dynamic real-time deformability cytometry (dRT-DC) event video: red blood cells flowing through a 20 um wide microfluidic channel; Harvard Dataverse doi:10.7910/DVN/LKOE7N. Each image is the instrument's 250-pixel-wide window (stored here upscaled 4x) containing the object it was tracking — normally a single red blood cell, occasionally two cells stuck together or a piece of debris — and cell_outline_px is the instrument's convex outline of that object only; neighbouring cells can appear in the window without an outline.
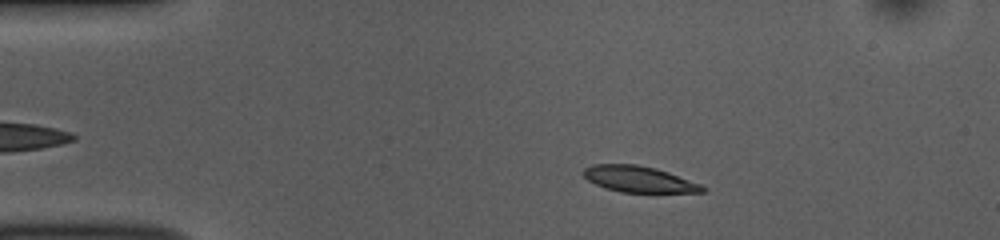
{"species": "common noctule bat (a hibernating species)", "species_latin": "Nyctalus noctula", "temperature_condition": "room temperature", "stored_images_in_passage": 43, "camera_frame_rate_fps": 3000, "um_per_image_px": 0.085, "animal": {"sex": "female", "body_mass_g": 10.0, "forearm_length_mm": 53.1}, "frame": {"image": 1, "passage_image": 7, "time_ms": 2.0, "image_size_px": [1000, 240], "cell_outline_px": [[708, 188], [704, 192], [620, 192], [604, 188], [588, 180], [584, 176], [584, 168], [592, 164], [636, 164], [656, 168], [668, 172], [700, 184]], "centroid_in_image_um": [54.3, 15.23], "position_along_channel_um": 30.7, "area_um2": 18.03}}
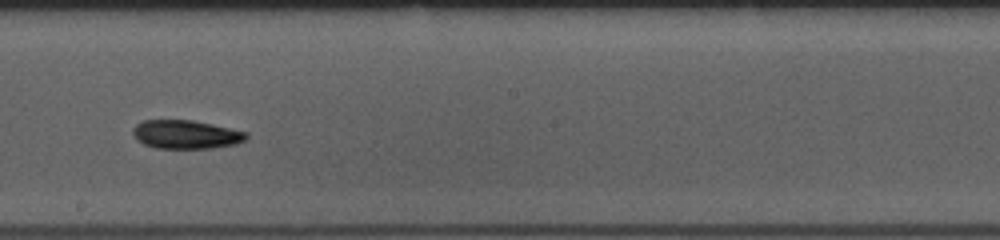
{"frame": {"image": 2, "passage_image": 27, "time_ms": 8.667, "image_size_px": [1000, 240], "cell_outline_px": [[248, 136], [244, 140], [236, 144], [212, 148], [156, 148], [144, 144], [136, 140], [132, 132], [132, 128], [136, 124], [144, 120], [192, 120], [212, 124], [248, 132]], "centroid_in_image_um": [15.79, 11.42], "position_along_channel_um": 232.4, "area_um2": 18.96}}
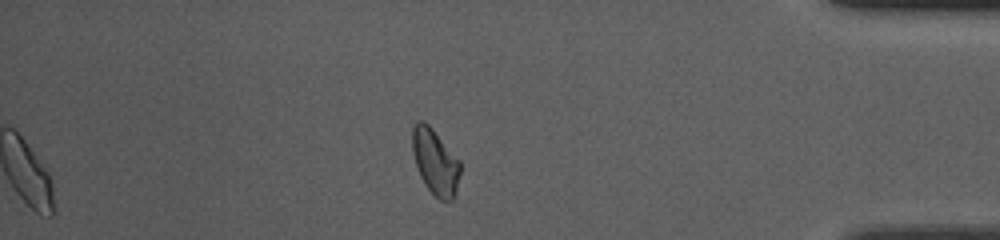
{"frame": {"image": 3, "passage_image": 43, "time_ms": 14.0, "image_size_px": [1000, 240], "cell_outline_px": [[460, 172], [456, 196], [452, 200], [440, 200], [424, 184], [416, 168], [412, 152], [412, 128], [416, 120], [424, 120], [432, 128], [460, 160]], "centroid_in_image_um": [36.98, 13.74], "position_along_channel_um": 398.2, "area_um2": 18.55}, "authors_computed_cell_mechanics": {"area_um2": 18.5538, "velocity_mm_per_s": 3.7551, "shape_relaxation_time_tau1_ms": 3.1581, "shape_relaxation_time_tau2_ms": 8.6974, "deformation_change_tau1": 0.1044, "deformation_change_tau2": 0.132}}